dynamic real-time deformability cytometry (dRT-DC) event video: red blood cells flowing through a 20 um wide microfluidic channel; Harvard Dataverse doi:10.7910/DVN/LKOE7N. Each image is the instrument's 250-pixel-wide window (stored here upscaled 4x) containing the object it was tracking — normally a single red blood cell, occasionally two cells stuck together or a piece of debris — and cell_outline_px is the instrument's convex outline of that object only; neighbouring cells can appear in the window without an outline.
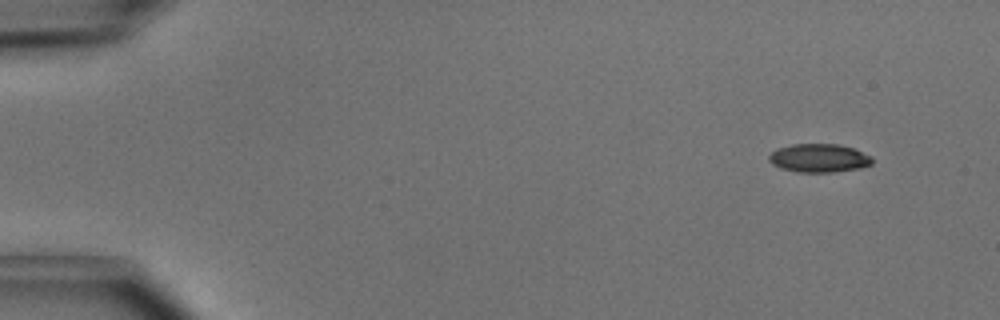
{"species": "common noctule bat (a hibernating species)", "species_latin": "Nyctalus noctula", "temperature_condition": "cold", "stored_images_in_passage": 47, "camera_frame_rate_fps": 3000, "um_per_image_px": 0.085, "animal": {"sex": "male", "body_mass_g": 15.6}, "frame": {"image": 1, "passage_image": 1, "time_ms": 0.0, "image_size_px": [1000, 320], "cell_outline_px": [[872, 164], [860, 168], [832, 172], [796, 172], [780, 168], [772, 164], [768, 160], [768, 156], [776, 148], [792, 144], [836, 144], [852, 148], [872, 156]], "centroid_in_image_um": [69.58, 13.44], "position_along_channel_um": 15.4, "area_um2": 17.17}}
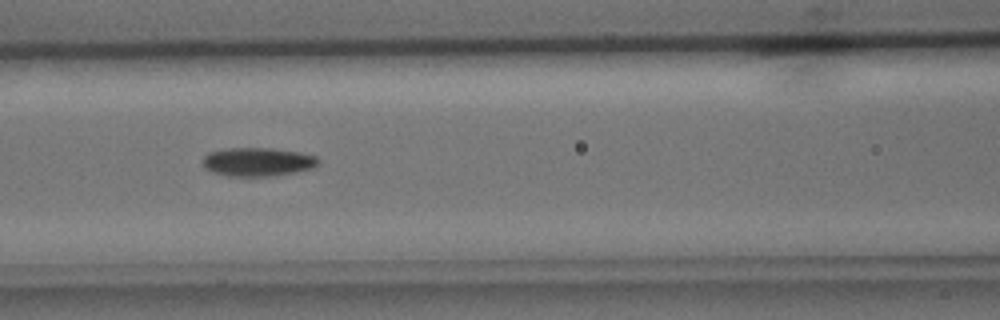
{"frame": {"image": 2, "passage_image": 19, "time_ms": 6.0, "image_size_px": [1000, 320], "cell_outline_px": [[320, 164], [316, 168], [276, 176], [228, 176], [212, 172], [204, 168], [200, 160], [208, 152], [224, 148], [272, 148], [300, 152], [316, 156], [320, 160]], "centroid_in_image_um": [21.91, 13.76], "position_along_channel_um": 144.7, "area_um2": 19.83}}
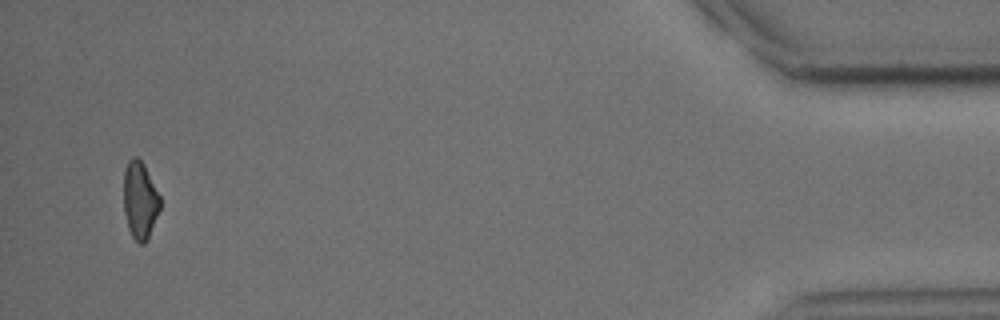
{"frame": {"image": 3, "passage_image": 45, "time_ms": 14.667, "image_size_px": [1000, 320], "cell_outline_px": [[160, 208], [148, 240], [144, 244], [140, 244], [132, 236], [128, 228], [124, 212], [124, 172], [128, 160], [132, 156], [136, 156], [144, 164], [160, 196]], "centroid_in_image_um": [11.9, 17.02], "position_along_channel_um": 423.3, "area_um2": 16.47}, "authors_computed_cell_mechanics": {"area_um2": 18.1492, "velocity_mm_per_s": 4.0639, "shape_relaxation_time_tau1_ms": 2.4182, "shape_relaxation_time_tau2_ms": null, "deformation_change_tau1": 0.1175, "deformation_change_tau2": null}}